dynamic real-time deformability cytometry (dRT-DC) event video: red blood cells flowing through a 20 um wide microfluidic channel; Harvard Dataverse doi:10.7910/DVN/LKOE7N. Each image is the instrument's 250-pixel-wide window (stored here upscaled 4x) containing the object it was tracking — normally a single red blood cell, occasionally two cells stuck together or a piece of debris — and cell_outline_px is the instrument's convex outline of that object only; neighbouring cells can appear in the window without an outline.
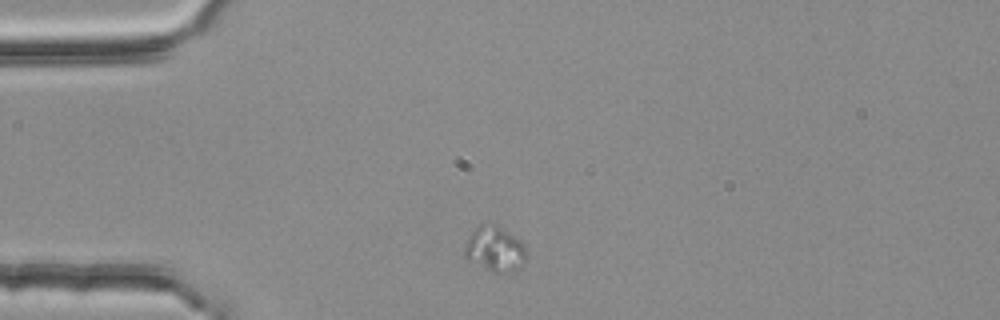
{"species": "common noctule bat (a hibernating species)", "species_latin": "Nyctalus noctula", "temperature_condition": "room temperature", "stored_images_in_passage": 2, "camera_frame_rate_fps": 3000, "um_per_image_px": 0.085, "animal": {"sex": "female", "body_mass_g": 25.1}, "frame": {"image": 1, "passage_image": 1, "time_ms": 0.0, "image_size_px": [1000, 320], "cell_outline_px": [[528, 256], [520, 268], [516, 272], [492, 272], [468, 260], [464, 256], [464, 248], [468, 236], [480, 224], [496, 224], [520, 240], [524, 244], [528, 252]], "centroid_in_image_um": [42.09, 21.18], "position_along_channel_um": 42.9, "area_um2": 16.47}}